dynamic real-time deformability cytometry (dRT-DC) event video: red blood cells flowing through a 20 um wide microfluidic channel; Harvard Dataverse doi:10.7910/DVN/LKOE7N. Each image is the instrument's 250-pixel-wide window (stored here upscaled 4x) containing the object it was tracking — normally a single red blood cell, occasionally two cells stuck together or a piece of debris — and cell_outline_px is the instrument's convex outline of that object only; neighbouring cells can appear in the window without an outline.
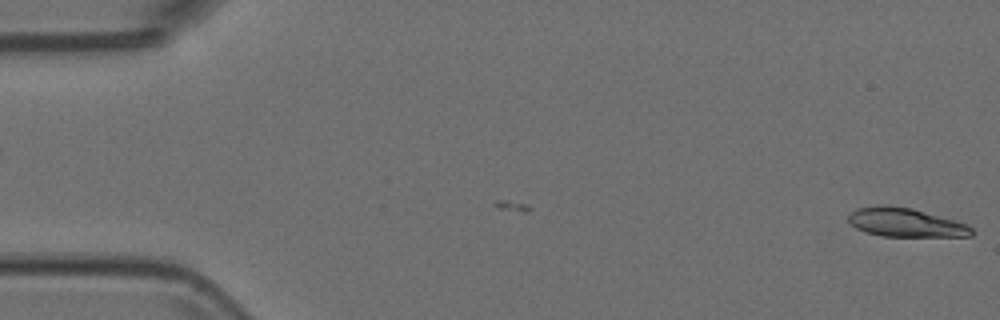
{"species": "Egyptian fruit bat (a non-hibernating species)", "species_latin": "Rousettus aegyptiacus", "temperature_condition": "room temperature", "stored_images_in_passage": 6, "camera_frame_rate_fps": 3000, "um_per_image_px": 0.085, "animal": {"sex": "female"}, "frame": {"image": 1, "passage_image": 6, "time_ms": 1.667, "image_size_px": [1000, 320], "cell_outline_px": [[972, 236], [880, 236], [856, 228], [848, 220], [848, 216], [856, 208], [876, 204], [888, 204], [912, 208], [956, 220], [968, 224], [972, 228]], "centroid_in_image_um": [76.96, 18.89], "position_along_channel_um": 8.0, "area_um2": 20.81}}